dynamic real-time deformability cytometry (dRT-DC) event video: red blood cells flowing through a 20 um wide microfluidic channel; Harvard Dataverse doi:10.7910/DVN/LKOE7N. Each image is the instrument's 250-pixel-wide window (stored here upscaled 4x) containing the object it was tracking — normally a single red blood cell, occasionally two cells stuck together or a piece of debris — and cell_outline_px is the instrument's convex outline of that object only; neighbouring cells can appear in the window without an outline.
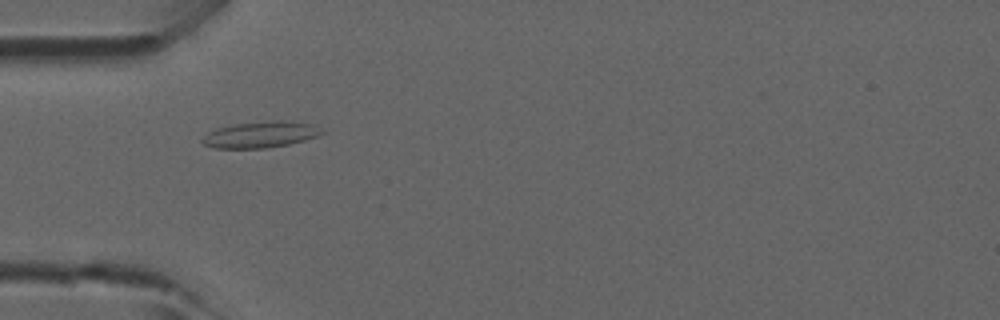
{"species": "common noctule bat (a hibernating species)", "species_latin": "Nyctalus noctula", "temperature_condition": "room temperature", "stored_images_in_passage": 5, "camera_frame_rate_fps": 3000, "um_per_image_px": 0.085, "animal": {"sex": "male", "forearm_length_mm": 52.5}, "frame": {"image": 1, "passage_image": 4, "time_ms": 1.0, "image_size_px": [1000, 320], "cell_outline_px": [[328, 132], [304, 140], [288, 144], [268, 148], [212, 148], [204, 144], [200, 140], [208, 132], [216, 128], [232, 124], [272, 120], [280, 120], [316, 124]], "centroid_in_image_um": [22.17, 11.43], "position_along_channel_um": 62.8, "area_um2": 18.55}}
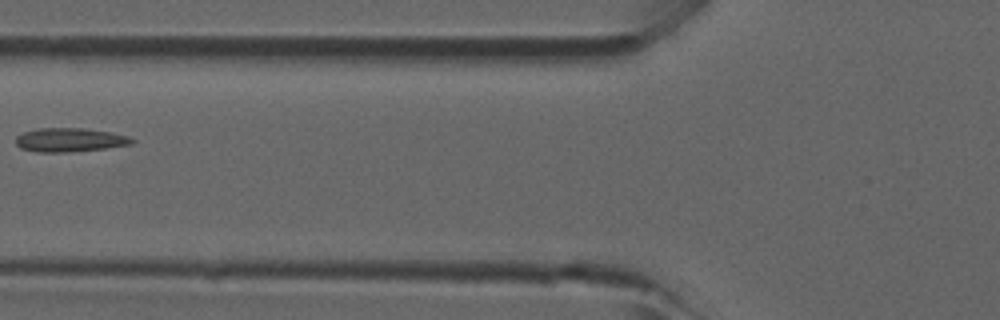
{"frame": {"image": 2, "passage_image": 5, "time_ms": 1.333, "image_size_px": [1000, 320], "cell_outline_px": [[136, 140], [132, 144], [104, 148], [64, 152], [36, 152], [20, 148], [16, 144], [16, 136], [24, 132], [36, 128], [84, 128], [112, 132], [128, 136]], "centroid_in_image_um": [5.92, 11.88], "position_along_channel_um": 119.9, "area_um2": 16.13}}